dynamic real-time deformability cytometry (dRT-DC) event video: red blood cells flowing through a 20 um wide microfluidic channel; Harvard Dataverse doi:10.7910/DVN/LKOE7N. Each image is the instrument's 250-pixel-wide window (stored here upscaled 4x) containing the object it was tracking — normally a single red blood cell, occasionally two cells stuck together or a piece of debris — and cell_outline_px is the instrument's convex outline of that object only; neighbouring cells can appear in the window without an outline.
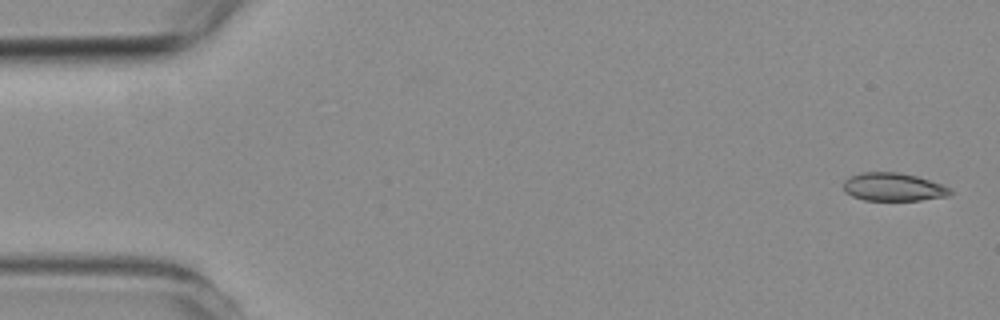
{"species": "common noctule bat (a hibernating species)", "species_latin": "Nyctalus noctula", "temperature_condition": "room temperature", "stored_images_in_passage": 3, "camera_frame_rate_fps": 3000, "um_per_image_px": 0.085, "animal": {"sex": "female", "body_mass_g": 19.3, "forearm_length_mm": 54.1}, "frame": {"image": 1, "passage_image": 1, "time_ms": 0.0, "image_size_px": [1000, 320], "cell_outline_px": [[952, 192], [948, 196], [920, 200], [864, 200], [852, 196], [844, 192], [844, 180], [860, 172], [896, 172], [916, 176], [952, 188]], "centroid_in_image_um": [75.92, 15.9], "position_along_channel_um": 9.1, "area_um2": 17.4}}